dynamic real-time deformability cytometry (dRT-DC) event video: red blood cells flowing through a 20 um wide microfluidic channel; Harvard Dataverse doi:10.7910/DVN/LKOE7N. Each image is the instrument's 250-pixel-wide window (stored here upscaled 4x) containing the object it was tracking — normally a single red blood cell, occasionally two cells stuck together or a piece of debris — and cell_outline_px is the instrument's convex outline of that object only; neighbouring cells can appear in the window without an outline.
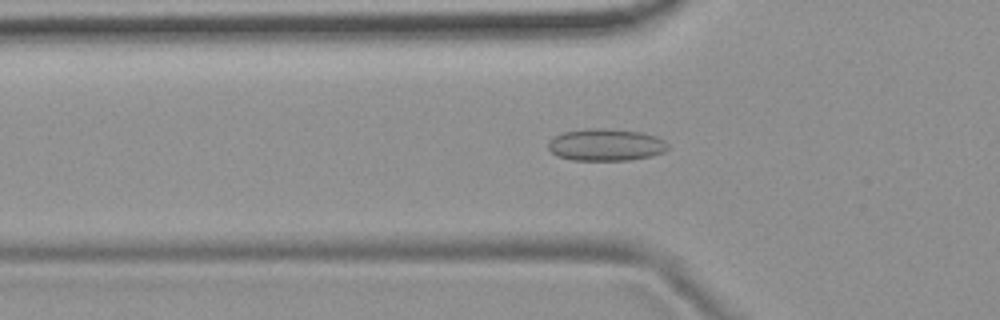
{"species": "common noctule bat (a hibernating species)", "species_latin": "Nyctalus noctula", "temperature_condition": "room temperature", "stored_images_in_passage": 53, "camera_frame_rate_fps": 3000, "um_per_image_px": 0.085, "animal": {"sex": "female", "body_mass_g": 19.9}, "frame": {"image": 1, "passage_image": 18, "time_ms": 5.667, "image_size_px": [1000, 320], "cell_outline_px": [[668, 148], [664, 152], [652, 156], [628, 160], [572, 160], [556, 156], [548, 148], [548, 140], [552, 136], [560, 132], [584, 128], [608, 128], [644, 132], [656, 136], [664, 140], [668, 144]], "centroid_in_image_um": [51.46, 12.29], "position_along_channel_um": 74.3, "area_um2": 22.89}}
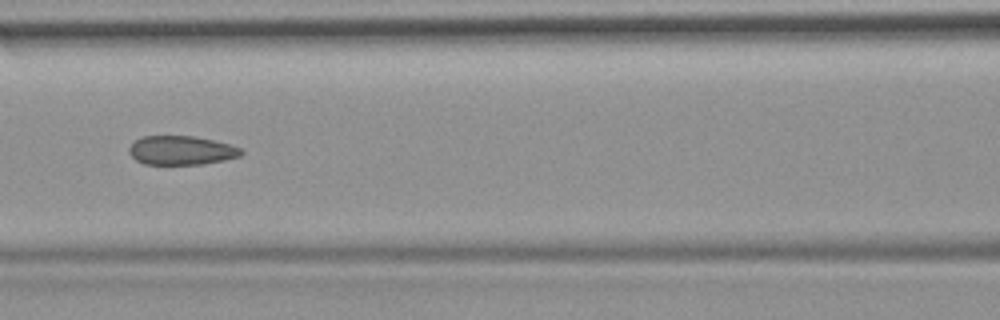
{"frame": {"image": 2, "passage_image": 24, "time_ms": 7.667, "image_size_px": [1000, 320], "cell_outline_px": [[244, 152], [240, 156], [224, 160], [200, 164], [144, 164], [136, 160], [128, 152], [128, 148], [136, 140], [144, 136], [192, 136], [212, 140], [228, 144], [240, 148]], "centroid_in_image_um": [15.39, 12.78], "position_along_channel_um": 151.2, "area_um2": 18.73}}
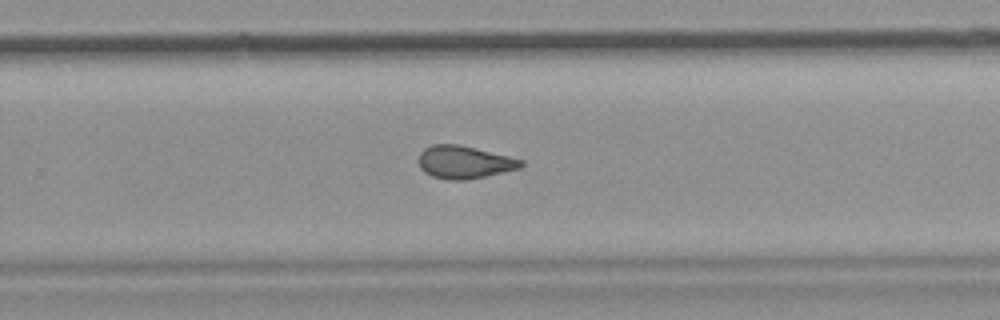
{"frame": {"image": 3, "passage_image": 35, "time_ms": 11.333, "image_size_px": [1000, 320], "cell_outline_px": [[524, 164], [520, 168], [484, 176], [464, 180], [452, 180], [432, 176], [424, 172], [420, 168], [420, 152], [424, 148], [432, 144], [460, 144], [524, 160]], "centroid_in_image_um": [39.46, 13.77], "position_along_channel_um": 290.3, "area_um2": 19.36}, "authors_computed_cell_mechanics": {"area_um2": 20.0566, "velocity_mm_per_s": 3.8139, "shape_relaxation_time_tau1_ms": null, "shape_relaxation_time_tau2_ms": 1.525, "deformation_change_tau1": null, "deformation_change_tau2": 0.0827}}